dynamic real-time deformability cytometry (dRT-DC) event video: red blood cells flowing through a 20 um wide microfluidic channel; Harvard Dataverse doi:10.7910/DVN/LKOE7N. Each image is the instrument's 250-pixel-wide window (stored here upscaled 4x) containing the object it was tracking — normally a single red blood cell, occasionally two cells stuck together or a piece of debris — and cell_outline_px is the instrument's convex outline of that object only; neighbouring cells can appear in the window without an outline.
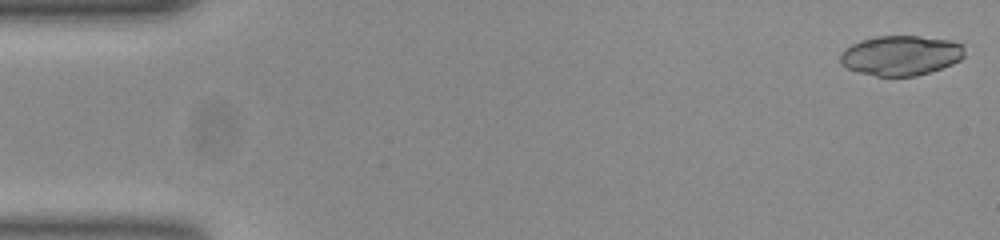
{"species": "common noctule bat (a hibernating species)", "species_latin": "Nyctalus noctula", "temperature_condition": "room temperature", "stored_images_in_passage": 52, "camera_frame_rate_fps": 3000, "um_per_image_px": 0.085, "animal": {"sex": "female", "body_mass_g": 23.0, "forearm_length_mm": 53.4}, "frame": {"image": 1, "passage_image": 1, "time_ms": 0.0, "image_size_px": [1000, 240], "cell_outline_px": [[964, 56], [960, 60], [952, 64], [916, 76], [876, 76], [860, 72], [848, 68], [840, 64], [840, 52], [844, 48], [860, 40], [876, 36], [916, 36], [948, 40], [964, 44]], "centroid_in_image_um": [76.55, 4.71], "position_along_channel_um": 8.5, "area_um2": 28.9}}